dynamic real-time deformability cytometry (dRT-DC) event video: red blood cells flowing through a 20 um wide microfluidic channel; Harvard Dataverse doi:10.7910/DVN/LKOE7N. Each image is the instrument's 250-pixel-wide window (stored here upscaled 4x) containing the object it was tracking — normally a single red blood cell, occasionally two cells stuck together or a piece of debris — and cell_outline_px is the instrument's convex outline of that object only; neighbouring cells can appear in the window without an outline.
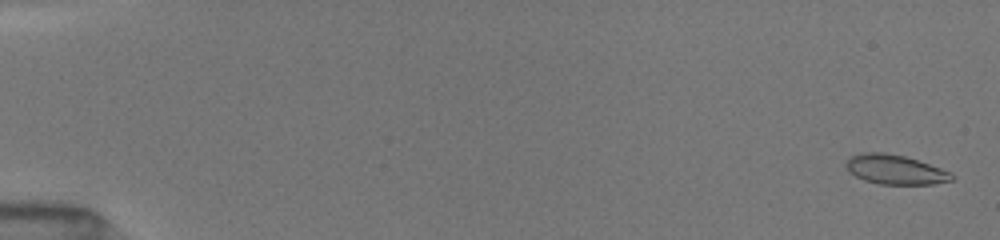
{"species": "common noctule bat (a hibernating species)", "species_latin": "Nyctalus noctula", "temperature_condition": "room temperature", "stored_images_in_passage": 12, "camera_frame_rate_fps": 3000, "um_per_image_px": 0.085, "animal": {"sex": "female", "body_mass_g": 19.5, "forearm_length_mm": 54.1}, "frame": {"image": 1, "passage_image": 1, "time_ms": 0.0, "image_size_px": [1000, 240], "cell_outline_px": [[956, 180], [932, 184], [880, 184], [864, 180], [848, 172], [844, 164], [848, 156], [860, 152], [884, 152], [904, 156], [952, 172], [956, 176]], "centroid_in_image_um": [76.07, 14.41], "position_along_channel_um": 8.9, "area_um2": 18.44}}
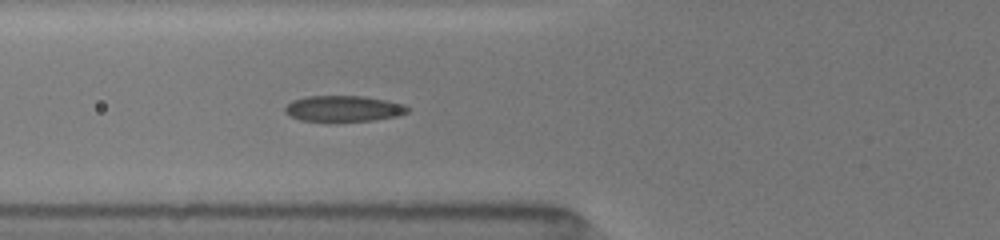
{"frame": {"image": 2, "passage_image": 9, "time_ms": 6.333, "image_size_px": [1000, 240], "cell_outline_px": [[408, 112], [400, 116], [372, 120], [336, 124], [300, 120], [288, 116], [284, 112], [284, 108], [292, 100], [304, 96], [364, 96], [388, 100], [404, 104], [408, 108]], "centroid_in_image_um": [29.16, 9.27], "position_along_channel_um": 96.6, "area_um2": 19.48}}
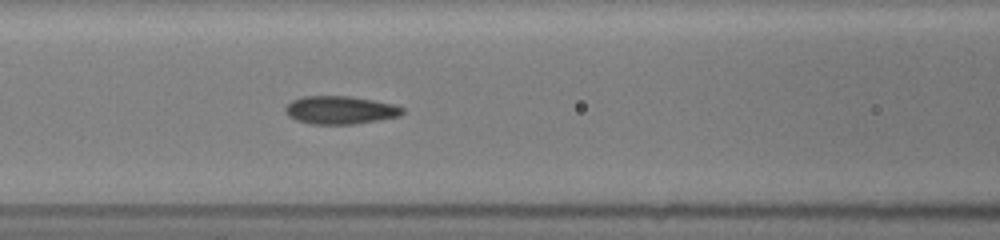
{"frame": {"image": 3, "passage_image": 12, "time_ms": 7.333, "image_size_px": [1000, 240], "cell_outline_px": [[404, 112], [400, 116], [352, 124], [312, 124], [296, 120], [288, 116], [284, 112], [284, 108], [292, 100], [304, 96], [348, 96], [372, 100], [392, 104], [404, 108]], "centroid_in_image_um": [28.88, 9.35], "position_along_channel_um": 137.7, "area_um2": 19.02}}